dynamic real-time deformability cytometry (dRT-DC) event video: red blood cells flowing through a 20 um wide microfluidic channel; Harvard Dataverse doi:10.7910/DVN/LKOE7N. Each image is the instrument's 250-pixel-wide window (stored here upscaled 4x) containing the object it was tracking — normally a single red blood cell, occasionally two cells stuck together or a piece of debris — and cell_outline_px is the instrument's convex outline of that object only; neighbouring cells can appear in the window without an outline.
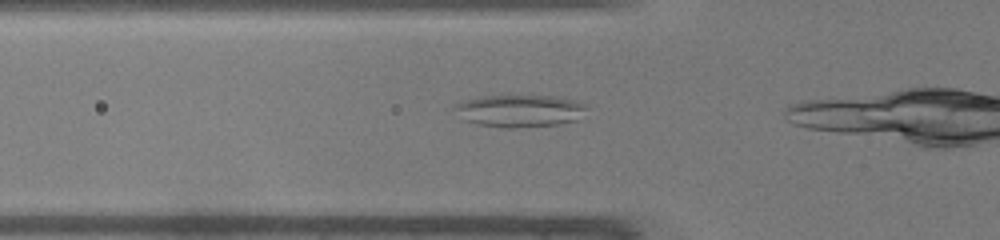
{"species": "common noctule bat (a hibernating species)", "species_latin": "Nyctalus noctula", "temperature_condition": "warm", "stored_images_in_passage": 7, "camera_frame_rate_fps": 3000, "um_per_image_px": 0.085, "animal": {"sex": "male", "body_mass_g": 19.0, "forearm_length_mm": 50.8}, "frame": {"image": 1, "passage_image": 3, "time_ms": 0.667, "image_size_px": [1000, 240], "cell_outline_px": [[588, 108], [576, 120], [560, 124], [516, 128], [504, 128], [476, 124], [464, 120], [452, 108], [456, 104], [480, 96], [560, 96], [576, 100], [588, 104]], "centroid_in_image_um": [44.21, 9.42], "position_along_channel_um": 81.6, "area_um2": 25.03}}